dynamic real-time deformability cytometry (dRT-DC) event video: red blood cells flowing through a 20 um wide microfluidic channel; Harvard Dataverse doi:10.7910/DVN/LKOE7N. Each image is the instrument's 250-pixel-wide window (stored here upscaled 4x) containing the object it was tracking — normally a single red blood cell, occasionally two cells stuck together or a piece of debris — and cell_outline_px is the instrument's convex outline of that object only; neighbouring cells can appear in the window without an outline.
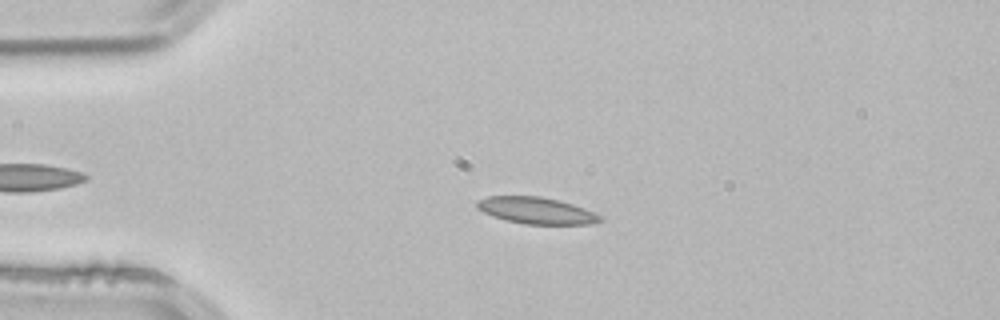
{"species": "common noctule bat (a hibernating species)", "species_latin": "Nyctalus noctula", "temperature_condition": "room temperature", "stored_images_in_passage": 3, "camera_frame_rate_fps": 3000, "um_per_image_px": 0.085, "animal": {"sex": "male", "body_mass_g": 21.5, "forearm_length_mm": 52.0}, "frame": {"image": 1, "passage_image": 3, "time_ms": 0.667, "image_size_px": [1000, 320], "cell_outline_px": [[604, 220], [588, 224], [524, 224], [492, 216], [476, 208], [476, 200], [488, 196], [540, 196], [572, 204], [584, 208], [600, 216]], "centroid_in_image_um": [45.54, 17.89], "position_along_channel_um": 39.5, "area_um2": 18.9}}